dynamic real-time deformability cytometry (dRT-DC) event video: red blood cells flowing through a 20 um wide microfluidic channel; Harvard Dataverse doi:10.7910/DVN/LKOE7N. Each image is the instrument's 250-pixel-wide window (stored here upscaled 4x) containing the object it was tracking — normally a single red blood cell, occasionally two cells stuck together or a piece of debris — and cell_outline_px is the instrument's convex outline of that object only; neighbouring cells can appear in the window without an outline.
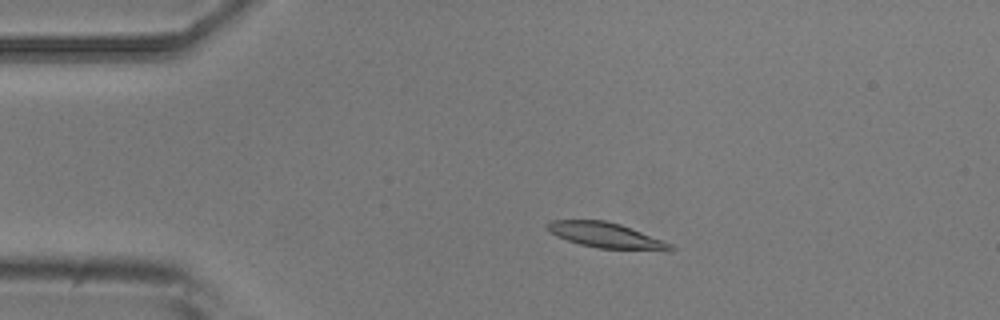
{"species": "common noctule bat (a hibernating species)", "species_latin": "Nyctalus noctula", "temperature_condition": "room temperature", "stored_images_in_passage": 7, "camera_frame_rate_fps": 3000, "um_per_image_px": 0.085, "animal": {"sex": "male", "body_mass_g": 20.5, "forearm_length_mm": 52.5}, "frame": {"image": 1, "passage_image": 4, "time_ms": 3.333, "image_size_px": [1000, 320], "cell_outline_px": [[676, 248], [668, 252], [600, 248], [580, 244], [556, 236], [548, 232], [548, 224], [552, 220], [604, 220], [620, 224], [664, 240], [672, 244]], "centroid_in_image_um": [51.61, 20.03], "position_along_channel_um": 33.4, "area_um2": 18.38}}
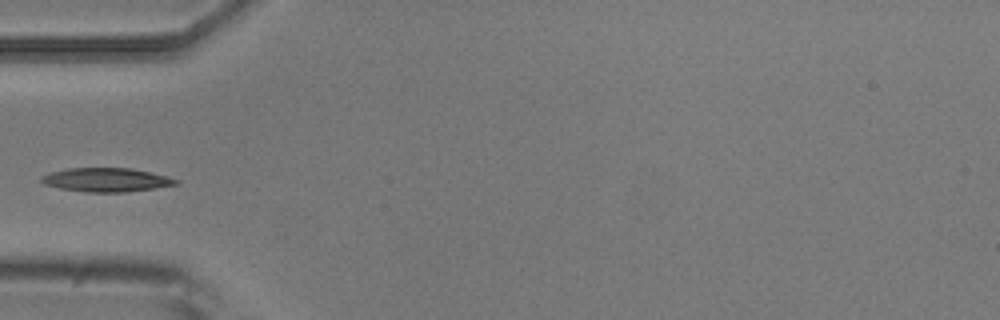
{"frame": {"image": 2, "passage_image": 6, "time_ms": 5.667, "image_size_px": [1000, 320], "cell_outline_px": [[180, 184], [128, 192], [84, 192], [60, 188], [44, 184], [40, 180], [40, 176], [52, 172], [68, 168], [132, 168], [168, 176], [180, 180]], "centroid_in_image_um": [9.07, 15.29], "position_along_channel_um": 75.9, "area_um2": 18.79}}
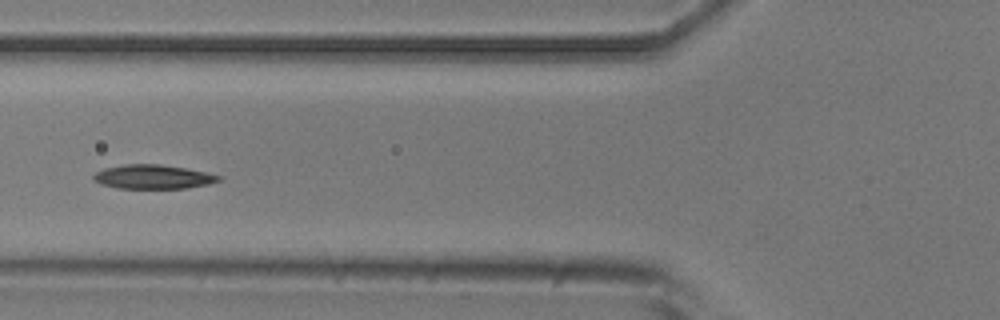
{"frame": {"image": 3, "passage_image": 7, "time_ms": 6.667, "image_size_px": [1000, 320], "cell_outline_px": [[224, 176], [220, 180], [208, 184], [184, 188], [116, 188], [100, 184], [92, 180], [92, 176], [96, 172], [104, 168], [124, 164], [160, 164], [184, 168]], "centroid_in_image_um": [12.96, 15.03], "position_along_channel_um": 112.8, "area_um2": 17.57}}